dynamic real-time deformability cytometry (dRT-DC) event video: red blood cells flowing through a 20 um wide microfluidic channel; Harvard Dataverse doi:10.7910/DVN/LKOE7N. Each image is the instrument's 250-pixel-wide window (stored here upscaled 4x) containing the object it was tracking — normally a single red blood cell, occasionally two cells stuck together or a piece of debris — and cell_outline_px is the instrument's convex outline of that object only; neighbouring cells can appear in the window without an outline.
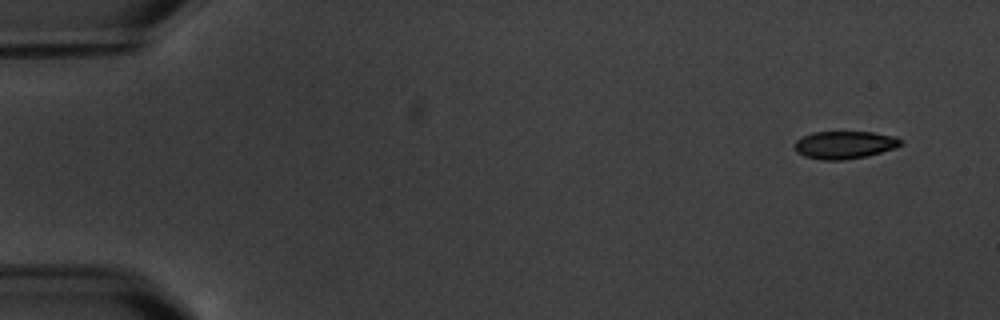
{"species": "common noctule bat (a hibernating species)", "species_latin": "Nyctalus noctula", "temperature_condition": "warm", "stored_images_in_passage": 4, "camera_frame_rate_fps": 3000, "um_per_image_px": 0.085, "animal": {"sex": "male", "body_mass_g": 20.1, "forearm_length_mm": 53.5}, "frame": {"image": 1, "passage_image": 1, "time_ms": 0.0, "image_size_px": [1000, 320], "cell_outline_px": [[900, 144], [896, 148], [868, 156], [844, 160], [824, 160], [804, 156], [796, 152], [796, 140], [804, 136], [816, 132], [872, 132], [896, 136], [900, 140]], "centroid_in_image_um": [71.81, 12.32], "position_along_channel_um": 13.2, "area_um2": 16.99}}
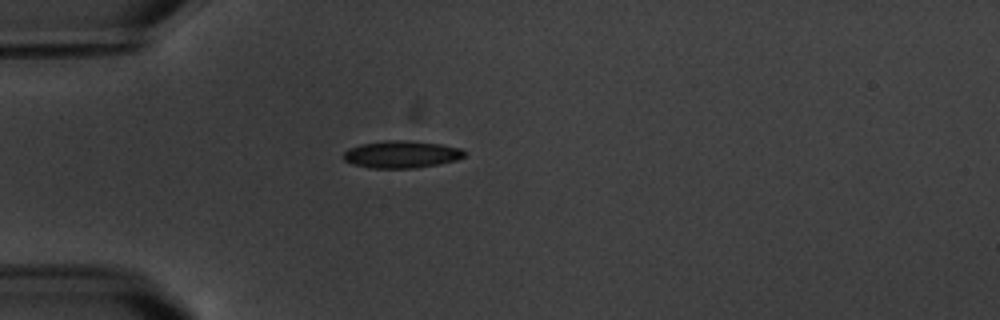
{"frame": {"image": 2, "passage_image": 4, "time_ms": 4.333, "image_size_px": [1000, 320], "cell_outline_px": [[468, 152], [464, 156], [456, 160], [440, 164], [416, 168], [368, 168], [352, 164], [344, 160], [344, 152], [348, 148], [360, 144], [384, 140], [408, 140], [440, 144], [460, 148]], "centroid_in_image_um": [34.12, 13.12], "position_along_channel_um": 50.9, "area_um2": 19.42}}